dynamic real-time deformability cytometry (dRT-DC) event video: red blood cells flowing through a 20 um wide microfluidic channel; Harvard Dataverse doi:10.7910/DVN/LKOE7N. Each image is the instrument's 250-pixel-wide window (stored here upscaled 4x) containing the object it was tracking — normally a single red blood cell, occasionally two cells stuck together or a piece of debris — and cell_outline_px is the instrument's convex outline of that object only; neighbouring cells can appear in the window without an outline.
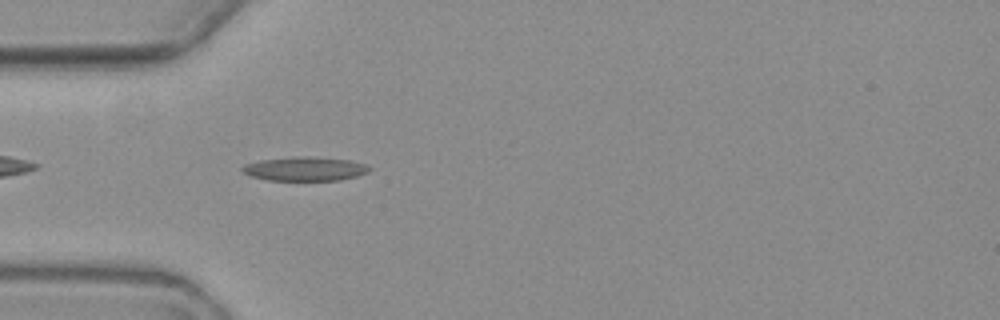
{"species": "common noctule bat (a hibernating species)", "species_latin": "Nyctalus noctula", "temperature_condition": "warm", "stored_images_in_passage": 2, "camera_frame_rate_fps": 3000, "um_per_image_px": 0.085, "animal": {"sex": "female", "body_mass_g": 19.3, "forearm_length_mm": 54.1}, "frame": {"image": 1, "passage_image": 2, "time_ms": 1.0, "image_size_px": [1000, 320], "cell_outline_px": [[372, 168], [368, 172], [356, 176], [340, 180], [268, 180], [252, 176], [244, 172], [240, 168], [244, 164], [260, 160], [304, 156], [308, 156], [348, 160], [364, 164]], "centroid_in_image_um": [25.91, 14.35], "position_along_channel_um": 59.1, "area_um2": 17.51}}